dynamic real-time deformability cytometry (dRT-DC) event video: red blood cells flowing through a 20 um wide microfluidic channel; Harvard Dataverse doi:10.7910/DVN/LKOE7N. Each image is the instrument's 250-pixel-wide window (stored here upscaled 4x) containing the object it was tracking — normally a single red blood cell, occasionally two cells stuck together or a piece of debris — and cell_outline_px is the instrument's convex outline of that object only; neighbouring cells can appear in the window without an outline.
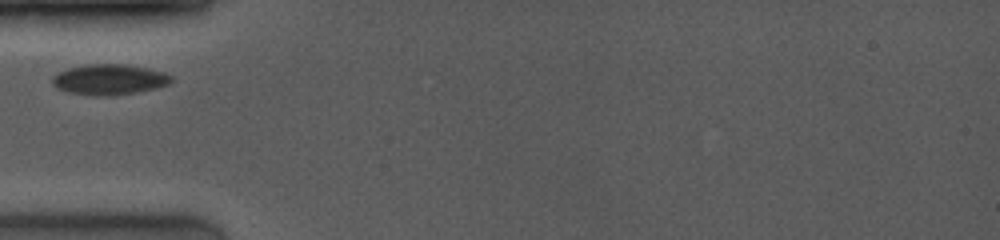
{"species": "common noctule bat (a hibernating species)", "species_latin": "Nyctalus noctula", "temperature_condition": "room temperature", "stored_images_in_passage": 52, "camera_frame_rate_fps": 4000, "um_per_image_px": 0.085, "animal": {"sex": "female", "body_mass_g": 19.0, "forearm_length_mm": 53.3}, "frame": {"image": 1, "passage_image": 1, "time_ms": 0.0, "image_size_px": [1000, 240], "cell_outline_px": [[172, 80], [168, 84], [156, 88], [136, 92], [108, 96], [92, 96], [64, 92], [56, 88], [52, 84], [52, 76], [56, 72], [68, 68], [84, 64], [124, 64], [148, 68], [164, 72], [172, 76]], "centroid_in_image_um": [9.23, 6.76], "position_along_channel_um": 75.8, "area_um2": 21.5}}
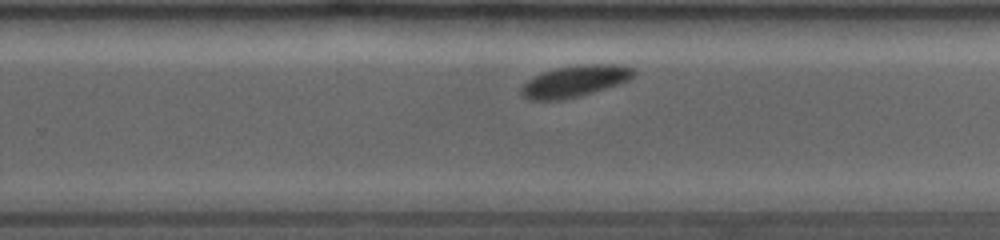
{"frame": {"image": 2, "passage_image": 30, "time_ms": 5.25, "image_size_px": [1000, 240], "cell_outline_px": [[636, 72], [628, 80], [620, 84], [580, 96], [564, 100], [528, 100], [520, 92], [520, 88], [528, 80], [544, 72], [556, 68], [580, 64], [624, 64], [636, 68]], "centroid_in_image_um": [48.92, 6.89], "position_along_channel_um": 280.9, "area_um2": 20.81}}
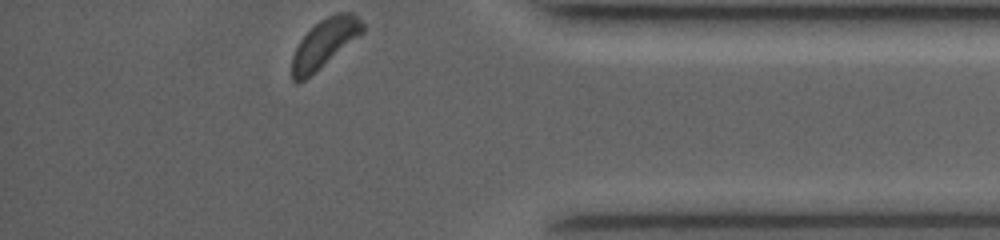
{"frame": {"image": 3, "passage_image": 51, "time_ms": 8.75, "image_size_px": [1000, 240], "cell_outline_px": [[364, 32], [304, 80], [296, 84], [292, 80], [292, 56], [300, 40], [320, 20], [336, 12], [352, 12], [364, 24]], "centroid_in_image_um": [27.58, 3.67], "position_along_channel_um": 407.6, "area_um2": 19.48}}